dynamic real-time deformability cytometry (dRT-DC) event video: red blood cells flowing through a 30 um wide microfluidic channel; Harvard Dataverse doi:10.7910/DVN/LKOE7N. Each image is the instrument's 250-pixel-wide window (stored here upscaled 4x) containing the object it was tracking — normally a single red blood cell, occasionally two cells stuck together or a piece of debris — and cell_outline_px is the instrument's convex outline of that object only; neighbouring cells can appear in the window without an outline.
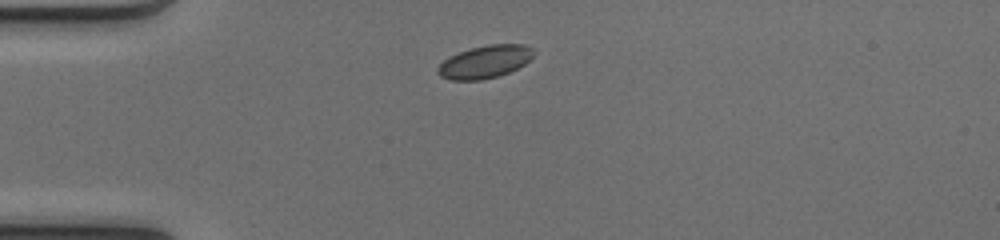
{"species": "common noctule bat (a hibernating species)", "species_latin": "Nyctalus noctula", "temperature_condition": "cold", "stored_images_in_passage": 38, "camera_frame_rate_fps": 3000, "um_per_image_px": 0.085, "animal": {"sex": "female", "body_mass_g": 17.0, "forearm_length_mm": 48.0}, "frame": {"image": 1, "passage_image": 1, "time_ms": 0.0, "image_size_px": [1000, 240], "cell_outline_px": [[536, 52], [524, 64], [508, 72], [496, 76], [480, 80], [448, 80], [440, 76], [436, 72], [436, 68], [448, 56], [472, 48], [488, 44], [524, 44], [532, 48]], "centroid_in_image_um": [41.18, 5.25], "position_along_channel_um": 43.8, "area_um2": 18.21}}
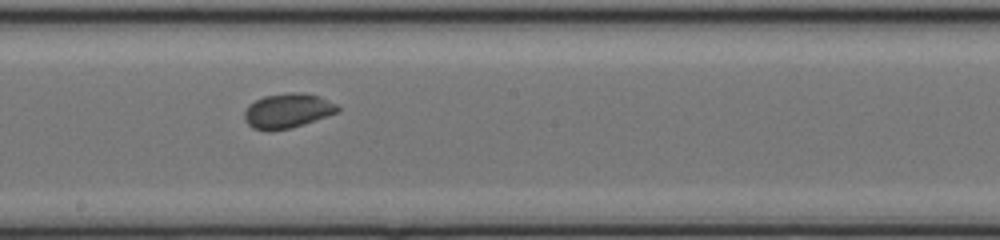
{"frame": {"image": 2, "passage_image": 16, "time_ms": 5.0, "image_size_px": [1000, 240], "cell_outline_px": [[340, 112], [304, 124], [272, 132], [252, 128], [244, 120], [244, 112], [248, 104], [264, 96], [288, 92], [304, 92], [320, 96], [336, 104], [340, 108]], "centroid_in_image_um": [24.44, 9.41], "position_along_channel_um": 223.8, "area_um2": 19.13}}
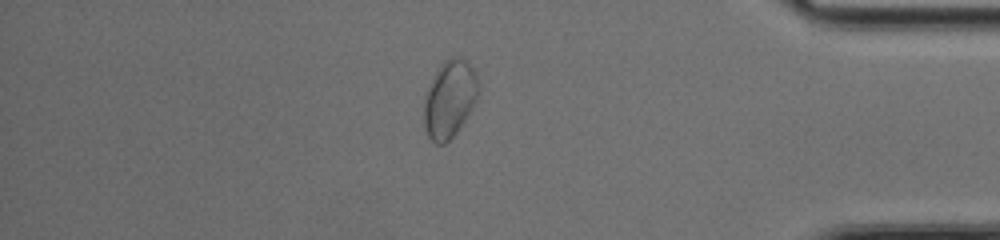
{"frame": {"image": 3, "passage_image": 31, "time_ms": 10.0, "image_size_px": [1000, 240], "cell_outline_px": [[480, 88], [476, 100], [472, 108], [456, 132], [444, 144], [436, 144], [428, 136], [424, 128], [424, 104], [428, 88], [440, 64], [444, 60], [452, 56], [460, 56], [468, 60], [476, 72]], "centroid_in_image_um": [38.24, 8.36], "position_along_channel_um": 397.0, "area_um2": 24.57}}